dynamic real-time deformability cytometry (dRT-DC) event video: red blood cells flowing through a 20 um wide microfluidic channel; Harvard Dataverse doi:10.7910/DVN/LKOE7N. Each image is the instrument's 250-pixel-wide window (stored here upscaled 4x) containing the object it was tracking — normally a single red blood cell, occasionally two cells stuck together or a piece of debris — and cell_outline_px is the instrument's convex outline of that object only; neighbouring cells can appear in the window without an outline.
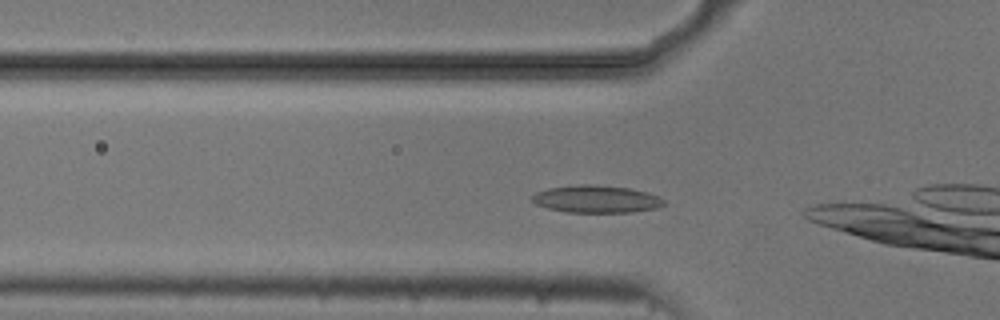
{"species": "common noctule bat (a hibernating species)", "species_latin": "Nyctalus noctula", "temperature_condition": "cold", "stored_images_in_passage": 42, "camera_frame_rate_fps": 3000, "um_per_image_px": 0.085, "animal": {"sex": "male", "body_mass_g": 20.5, "forearm_length_mm": 52.5}, "frame": {"image": 1, "passage_image": 11, "time_ms": 3.333, "image_size_px": [1000, 320], "cell_outline_px": [[668, 204], [656, 208], [632, 212], [568, 212], [548, 208], [536, 204], [532, 200], [532, 196], [536, 192], [548, 188], [580, 184], [596, 184], [628, 188], [648, 192], [664, 200]], "centroid_in_image_um": [50.71, 16.91], "position_along_channel_um": 75.1, "area_um2": 21.04}}
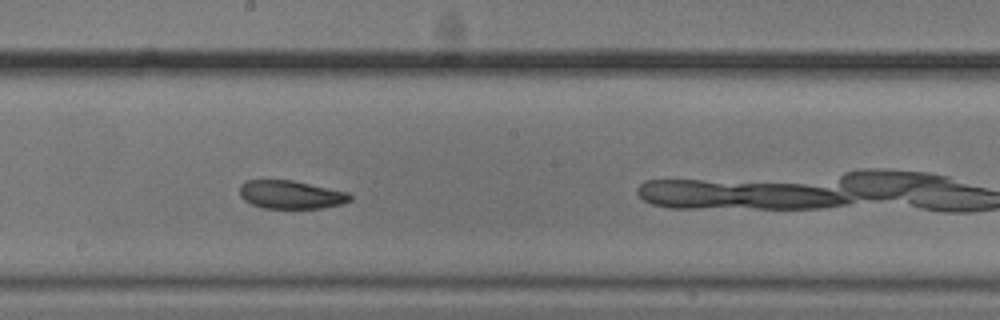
{"frame": {"image": 2, "passage_image": 23, "time_ms": 7.333, "image_size_px": [1000, 320], "cell_outline_px": [[352, 200], [340, 204], [320, 208], [264, 208], [252, 204], [244, 200], [240, 196], [240, 184], [244, 180], [292, 180], [348, 192], [352, 196]], "centroid_in_image_um": [24.7, 16.54], "position_along_channel_um": 223.5, "area_um2": 18.15}}
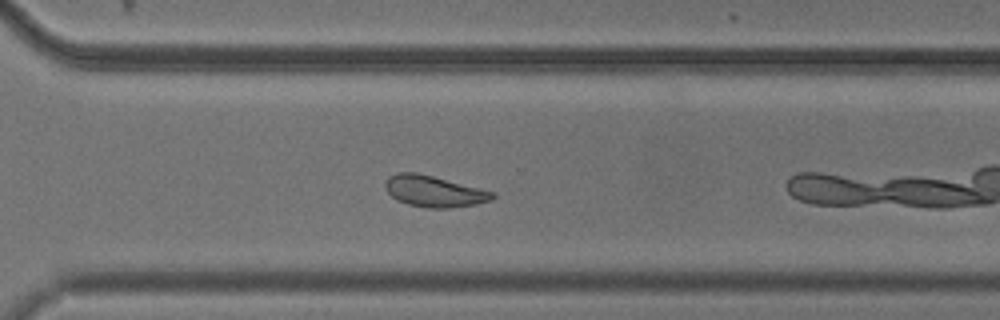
{"frame": {"image": 3, "passage_image": 32, "time_ms": 10.333, "image_size_px": [1000, 320], "cell_outline_px": [[496, 196], [492, 200], [476, 204], [448, 208], [428, 208], [408, 204], [396, 200], [384, 188], [384, 184], [388, 176], [396, 172], [416, 172], [496, 192]], "centroid_in_image_um": [36.88, 16.26], "position_along_channel_um": 333.7, "area_um2": 19.59}, "authors_computed_cell_mechanics": {"area_um2": 19.9699, "velocity_mm_per_s": 3.6935, "shape_relaxation_time_tau1_ms": null, "shape_relaxation_time_tau2_ms": 4.4172, "deformation_change_tau1": null, "deformation_change_tau2": 0.1004}}